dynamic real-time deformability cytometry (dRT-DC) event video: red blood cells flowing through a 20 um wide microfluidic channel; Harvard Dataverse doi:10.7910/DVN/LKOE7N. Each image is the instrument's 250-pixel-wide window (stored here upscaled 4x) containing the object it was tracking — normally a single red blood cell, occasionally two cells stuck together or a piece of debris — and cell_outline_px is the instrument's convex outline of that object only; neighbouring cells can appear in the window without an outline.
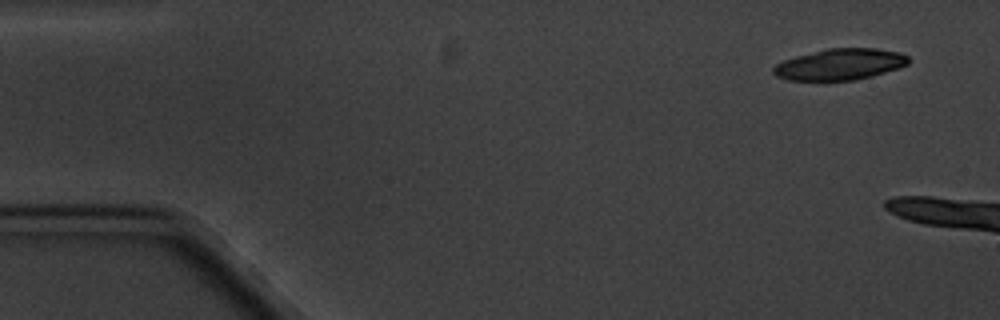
{"species": "common noctule bat (a hibernating species)", "species_latin": "Nyctalus noctula", "temperature_condition": "cold", "stored_images_in_passage": 3, "camera_frame_rate_fps": 3000, "um_per_image_px": 0.085, "animal": {"sex": "male", "body_mass_g": 20.1, "forearm_length_mm": 53.5}, "frame": {"image": 1, "passage_image": 1, "time_ms": 0.0, "image_size_px": [1000, 320], "cell_outline_px": [[908, 64], [900, 68], [872, 76], [856, 80], [788, 80], [776, 76], [772, 72], [772, 68], [776, 64], [784, 60], [796, 56], [828, 48], [876, 48], [900, 52], [908, 56]], "centroid_in_image_um": [71.41, 5.47], "position_along_channel_um": 13.6, "area_um2": 24.62}}